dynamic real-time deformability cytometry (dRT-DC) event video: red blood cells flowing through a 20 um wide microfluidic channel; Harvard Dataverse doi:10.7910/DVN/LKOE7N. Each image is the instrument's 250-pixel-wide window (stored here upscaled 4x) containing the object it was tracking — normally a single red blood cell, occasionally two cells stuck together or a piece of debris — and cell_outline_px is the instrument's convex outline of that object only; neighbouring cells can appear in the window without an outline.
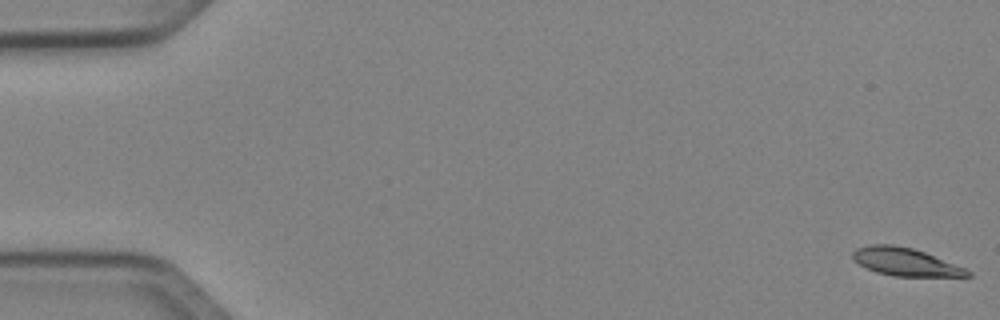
{"species": "Egyptian fruit bat (a non-hibernating species)", "species_latin": "Rousettus aegyptiacus", "temperature_condition": "cold", "stored_images_in_passage": 51, "camera_frame_rate_fps": 3000, "um_per_image_px": 0.085, "animal": {"sex": "female"}, "frame": {"image": 1, "passage_image": 1, "time_ms": 0.0, "image_size_px": [1000, 320], "cell_outline_px": [[972, 276], [892, 276], [876, 272], [860, 264], [852, 256], [852, 252], [856, 248], [872, 244], [892, 244], [912, 248], [924, 252], [964, 268], [972, 272]], "centroid_in_image_um": [76.93, 22.26], "position_along_channel_um": 8.1, "area_um2": 18.32}}
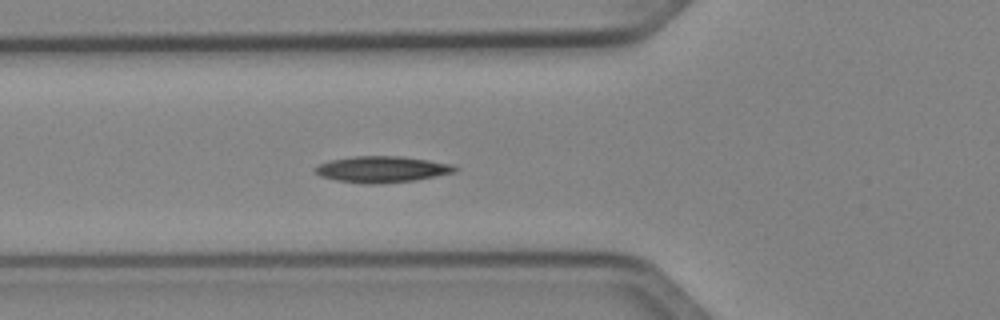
{"frame": {"image": 2, "passage_image": 19, "time_ms": 6.0, "image_size_px": [1000, 320], "cell_outline_px": [[460, 168], [456, 172], [416, 180], [380, 184], [364, 184], [336, 180], [320, 176], [316, 172], [316, 168], [320, 164], [328, 160], [352, 156], [400, 156], [428, 160], [452, 164]], "centroid_in_image_um": [32.5, 14.39], "position_along_channel_um": 93.3, "area_um2": 21.5}}
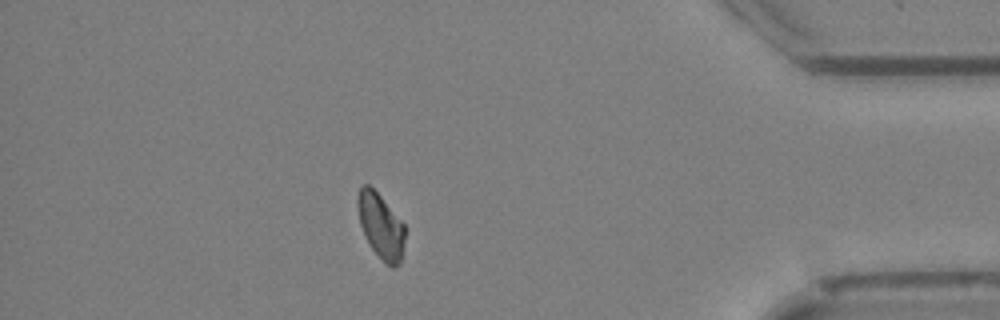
{"frame": {"image": 3, "passage_image": 45, "time_ms": 14.667, "image_size_px": [1000, 320], "cell_outline_px": [[404, 240], [400, 264], [392, 268], [372, 248], [360, 224], [356, 204], [356, 200], [360, 188], [364, 184], [368, 184], [380, 196], [404, 224]], "centroid_in_image_um": [32.35, 19.18], "position_along_channel_um": 402.8, "area_um2": 17.4}}